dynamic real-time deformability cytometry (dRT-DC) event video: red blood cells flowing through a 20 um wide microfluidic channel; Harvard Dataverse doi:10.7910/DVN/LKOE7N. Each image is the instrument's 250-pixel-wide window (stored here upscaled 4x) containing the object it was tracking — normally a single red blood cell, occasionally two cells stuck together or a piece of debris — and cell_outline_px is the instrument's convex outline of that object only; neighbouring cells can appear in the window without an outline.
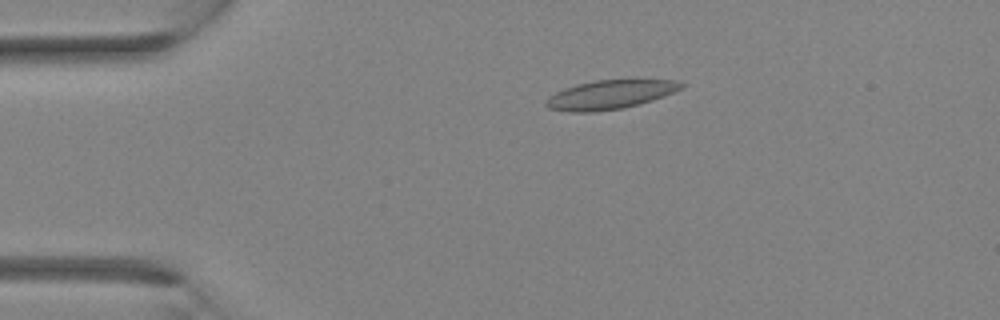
{"species": "Egyptian fruit bat (a non-hibernating species)", "species_latin": "Rousettus aegyptiacus", "temperature_condition": "room temperature", "stored_images_in_passage": 32, "camera_frame_rate_fps": 3000, "um_per_image_px": 0.085, "animal": {"sex": "female"}, "frame": {"image": 1, "passage_image": 5, "time_ms": 1.333, "image_size_px": [1000, 320], "cell_outline_px": [[688, 84], [684, 88], [664, 96], [652, 100], [624, 108], [592, 112], [568, 112], [548, 108], [544, 104], [544, 100], [548, 96], [564, 88], [576, 84], [596, 80], [676, 80]], "centroid_in_image_um": [51.85, 8.04], "position_along_channel_um": 33.2, "area_um2": 23.0}}
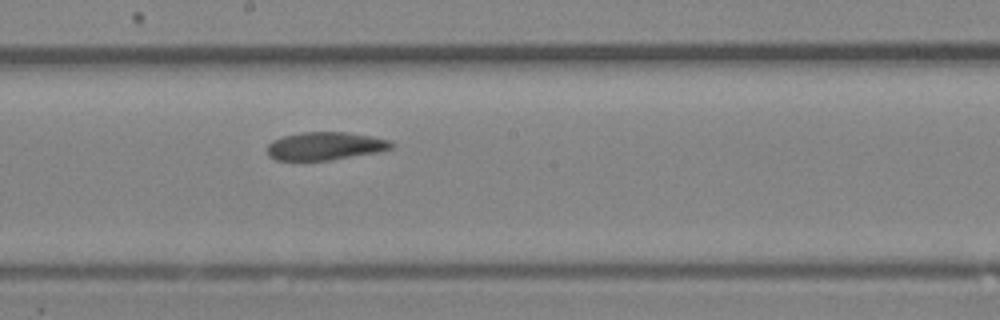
{"frame": {"image": 2, "passage_image": 17, "time_ms": 5.333, "image_size_px": [1000, 320], "cell_outline_px": [[396, 144], [392, 148], [380, 152], [332, 160], [276, 160], [268, 156], [268, 144], [272, 140], [284, 136], [300, 132], [348, 132], [372, 136], [392, 140]], "centroid_in_image_um": [27.7, 12.41], "position_along_channel_um": 220.5, "area_um2": 20.58}}
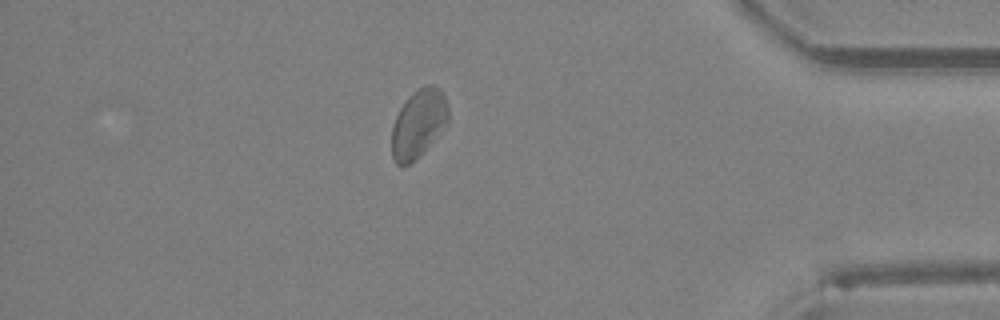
{"frame": {"image": 3, "passage_image": 28, "time_ms": 9.0, "image_size_px": [1000, 320], "cell_outline_px": [[448, 124], [416, 160], [408, 164], [396, 164], [392, 156], [392, 128], [396, 116], [400, 108], [408, 96], [420, 88], [428, 84], [432, 84], [440, 88], [444, 96], [448, 108]], "centroid_in_image_um": [35.58, 10.5], "position_along_channel_um": 399.6, "area_um2": 22.43}}